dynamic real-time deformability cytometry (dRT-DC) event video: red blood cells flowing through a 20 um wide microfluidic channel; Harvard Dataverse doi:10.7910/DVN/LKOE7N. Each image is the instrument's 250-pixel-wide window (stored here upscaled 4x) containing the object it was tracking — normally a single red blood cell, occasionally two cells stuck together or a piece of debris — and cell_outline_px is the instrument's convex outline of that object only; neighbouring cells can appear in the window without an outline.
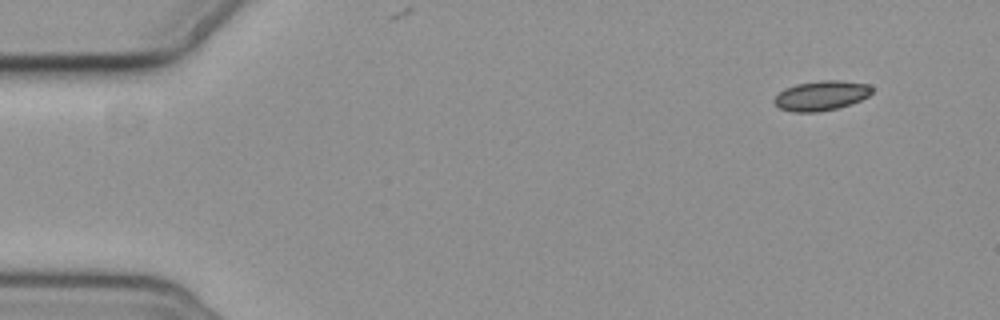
{"species": "common noctule bat (a hibernating species)", "species_latin": "Nyctalus noctula", "temperature_condition": "cold", "stored_images_in_passage": 5, "camera_frame_rate_fps": 3000, "um_per_image_px": 0.085, "animal": {"sex": "female", "body_mass_g": 19.3, "forearm_length_mm": 54.1}, "frame": {"image": 1, "passage_image": 1, "time_ms": 0.0, "image_size_px": [1000, 320], "cell_outline_px": [[872, 92], [868, 96], [852, 104], [836, 108], [816, 112], [792, 112], [780, 108], [772, 100], [784, 88], [796, 84], [820, 80], [840, 80], [868, 84], [872, 88]], "centroid_in_image_um": [69.8, 8.12], "position_along_channel_um": 15.2, "area_um2": 16.94}}
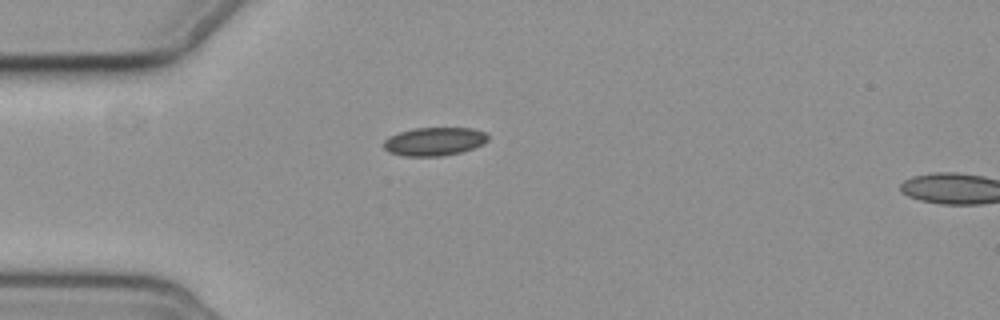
{"frame": {"image": 2, "passage_image": 4, "time_ms": 3.667, "image_size_px": [1000, 320], "cell_outline_px": [[488, 140], [484, 144], [460, 152], [440, 156], [404, 156], [388, 152], [384, 148], [384, 140], [388, 136], [400, 132], [416, 128], [472, 128], [488, 132]], "centroid_in_image_um": [36.93, 12.02], "position_along_channel_um": 48.1, "area_um2": 17.28}}